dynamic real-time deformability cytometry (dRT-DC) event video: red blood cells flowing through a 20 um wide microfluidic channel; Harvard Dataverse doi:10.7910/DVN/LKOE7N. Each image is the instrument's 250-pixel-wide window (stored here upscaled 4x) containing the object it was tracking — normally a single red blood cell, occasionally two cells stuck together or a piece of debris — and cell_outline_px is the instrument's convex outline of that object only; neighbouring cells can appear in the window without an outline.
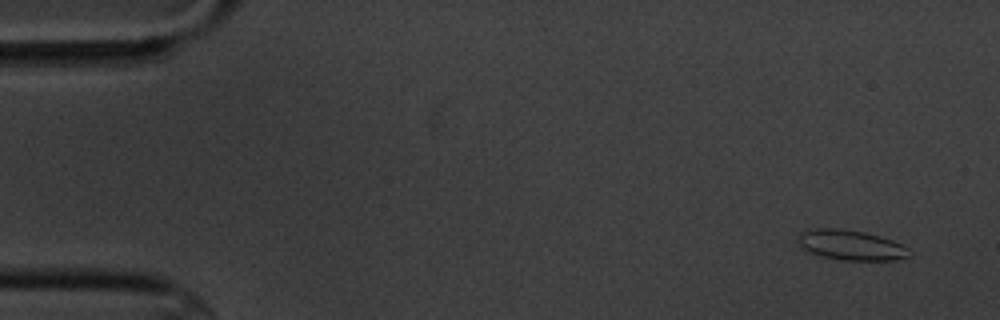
{"species": "common noctule bat (a hibernating species)", "species_latin": "Nyctalus noctula", "temperature_condition": "cold", "stored_images_in_passage": 6, "camera_frame_rate_fps": 3000, "um_per_image_px": 0.085, "animal": {"sex": "male", "body_mass_g": 20.1, "forearm_length_mm": 53.5}, "frame": {"image": 1, "passage_image": 1, "time_ms": 0.0, "image_size_px": [1000, 320], "cell_outline_px": [[908, 256], [896, 260], [840, 260], [820, 256], [804, 248], [796, 240], [800, 232], [816, 228], [840, 228], [864, 232], [880, 236], [892, 240], [908, 248]], "centroid_in_image_um": [72.3, 20.82], "position_along_channel_um": 12.7, "area_um2": 19.36}}
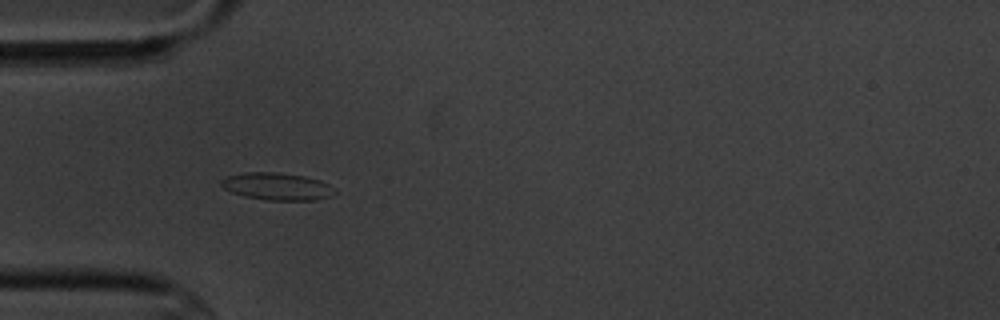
{"frame": {"image": 2, "passage_image": 5, "time_ms": 4.667, "image_size_px": [1000, 320], "cell_outline_px": [[336, 192], [332, 196], [316, 200], [268, 200], [244, 196], [232, 192], [224, 188], [220, 184], [220, 180], [228, 176], [244, 172], [276, 172], [304, 176], [320, 180], [328, 184]], "centroid_in_image_um": [23.55, 15.84], "position_along_channel_um": 61.5, "area_um2": 18.03}}